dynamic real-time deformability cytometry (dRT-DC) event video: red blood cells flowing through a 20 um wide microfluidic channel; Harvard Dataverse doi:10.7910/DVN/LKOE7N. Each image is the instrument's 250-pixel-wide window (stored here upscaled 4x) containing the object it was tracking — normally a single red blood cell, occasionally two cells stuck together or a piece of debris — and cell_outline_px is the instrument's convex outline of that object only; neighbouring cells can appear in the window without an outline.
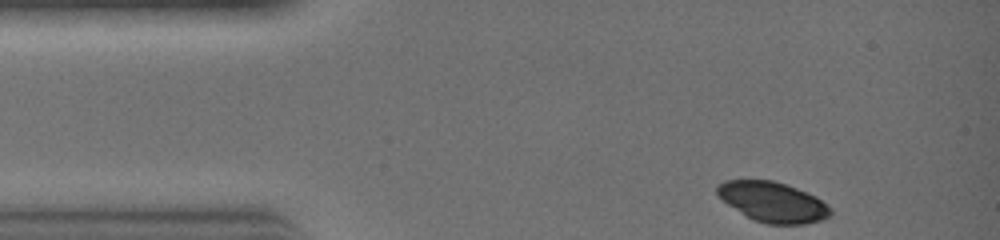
{"species": "common noctule bat (a hibernating species)", "species_latin": "Nyctalus noctula", "temperature_condition": "warm", "stored_images_in_passage": 24, "camera_frame_rate_fps": 3000, "um_per_image_px": 0.085, "animal": {"sex": "female", "body_mass_g": 19.0, "forearm_length_mm": 51.5}, "frame": {"image": 1, "passage_image": 1, "time_ms": 0.0, "image_size_px": [1000, 240], "cell_outline_px": [[832, 212], [828, 216], [820, 220], [804, 224], [768, 224], [752, 220], [728, 204], [716, 192], [716, 184], [724, 180], [772, 180], [788, 184], [816, 196], [832, 208]], "centroid_in_image_um": [65.69, 17.16], "position_along_channel_um": 19.3, "area_um2": 26.53}}
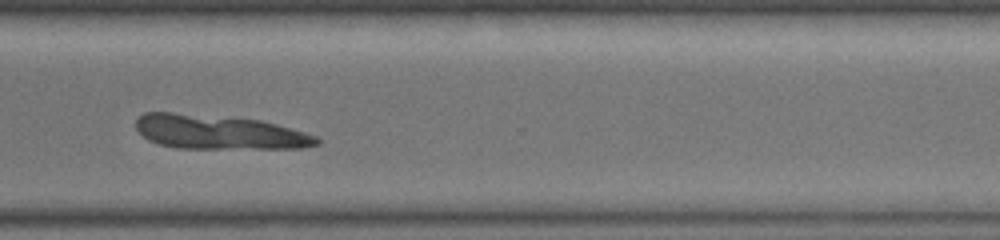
{"frame": {"image": 2, "passage_image": 20, "time_ms": 6.333, "image_size_px": [1000, 240], "cell_outline_px": [[320, 144], [304, 148], [176, 148], [160, 144], [148, 140], [136, 128], [136, 120], [144, 112], [172, 112], [260, 120], [276, 124], [304, 132], [316, 136], [320, 140]], "centroid_in_image_um": [18.61, 11.24], "position_along_channel_um": 352.0, "area_um2": 35.84}}
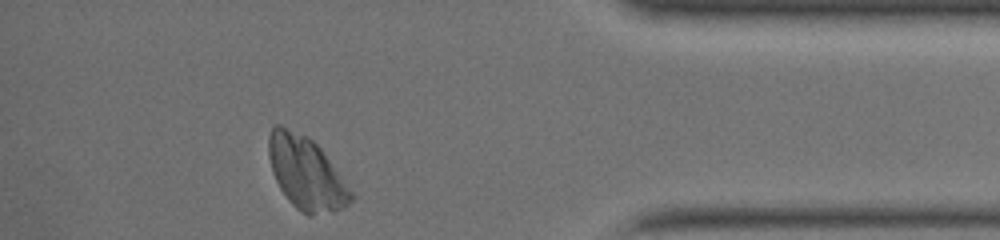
{"frame": {"image": 3, "passage_image": 24, "time_ms": 7.667, "image_size_px": [1000, 240], "cell_outline_px": [[352, 200], [344, 208], [332, 212], [312, 216], [308, 216], [296, 208], [288, 200], [280, 188], [272, 172], [268, 156], [268, 136], [272, 124], [280, 124], [308, 136], [320, 148], [352, 192]], "centroid_in_image_um": [25.97, 14.7], "position_along_channel_um": 409.2, "area_um2": 34.85}}